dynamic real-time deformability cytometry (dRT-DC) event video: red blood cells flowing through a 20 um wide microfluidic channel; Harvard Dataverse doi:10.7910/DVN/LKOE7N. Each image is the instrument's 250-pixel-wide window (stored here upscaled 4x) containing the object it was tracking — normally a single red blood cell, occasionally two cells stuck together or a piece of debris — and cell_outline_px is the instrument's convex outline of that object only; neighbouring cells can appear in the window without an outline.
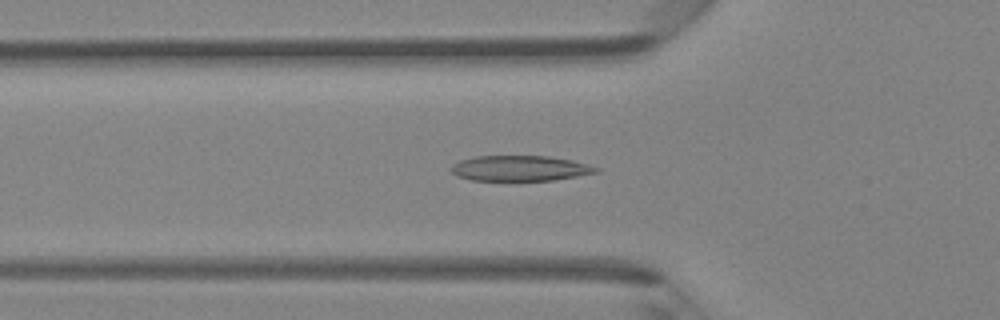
{"species": "Egyptian fruit bat (a non-hibernating species)", "species_latin": "Rousettus aegyptiacus", "temperature_condition": "room temperature", "stored_images_in_passage": 42, "camera_frame_rate_fps": 3000, "um_per_image_px": 0.085, "animal": {"sex": "female"}, "frame": {"image": 1, "passage_image": 16, "time_ms": 5.0, "image_size_px": [1000, 320], "cell_outline_px": [[600, 172], [552, 180], [472, 180], [456, 176], [452, 172], [452, 164], [460, 160], [476, 156], [548, 156], [572, 160], [600, 168]], "centroid_in_image_um": [44.2, 14.3], "position_along_channel_um": 81.6, "area_um2": 21.33}}
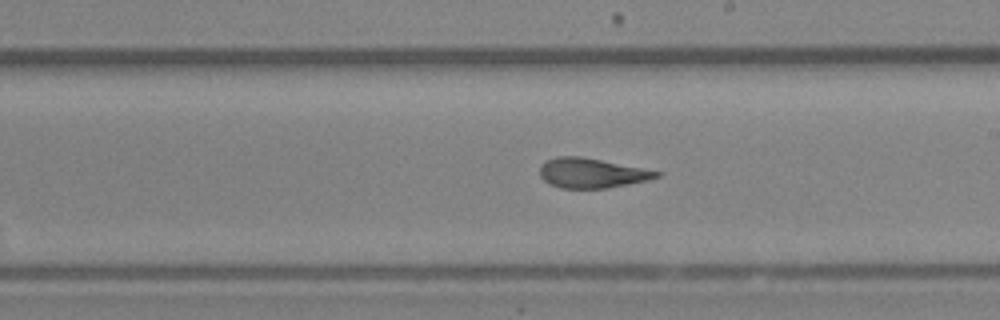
{"frame": {"image": 2, "passage_image": 27, "time_ms": 8.667, "image_size_px": [1000, 320], "cell_outline_px": [[660, 176], [648, 180], [608, 188], [560, 188], [548, 184], [540, 176], [540, 164], [556, 156], [580, 156], [660, 172]], "centroid_in_image_um": [50.23, 14.72], "position_along_channel_um": 238.8, "area_um2": 20.0}}
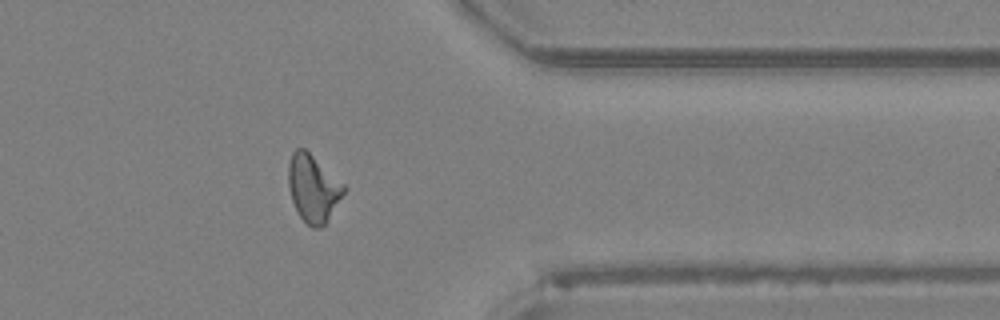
{"frame": {"image": 3, "passage_image": 38, "time_ms": 12.333, "image_size_px": [1000, 320], "cell_outline_px": [[348, 188], [324, 224], [320, 228], [312, 228], [300, 216], [292, 200], [288, 188], [288, 164], [292, 152], [296, 148], [304, 148], [344, 184]], "centroid_in_image_um": [26.6, 15.99], "position_along_channel_um": 384.8, "area_um2": 21.5}, "authors_computed_cell_mechanics": {"area_um2": 21.5305, "velocity_mm_per_s": 4.2765, "shape_relaxation_time_tau1_ms": 4.9011, "shape_relaxation_time_tau2_ms": 1.172, "deformation_change_tau1": 0.1912, "deformation_change_tau2": 0.0966}}